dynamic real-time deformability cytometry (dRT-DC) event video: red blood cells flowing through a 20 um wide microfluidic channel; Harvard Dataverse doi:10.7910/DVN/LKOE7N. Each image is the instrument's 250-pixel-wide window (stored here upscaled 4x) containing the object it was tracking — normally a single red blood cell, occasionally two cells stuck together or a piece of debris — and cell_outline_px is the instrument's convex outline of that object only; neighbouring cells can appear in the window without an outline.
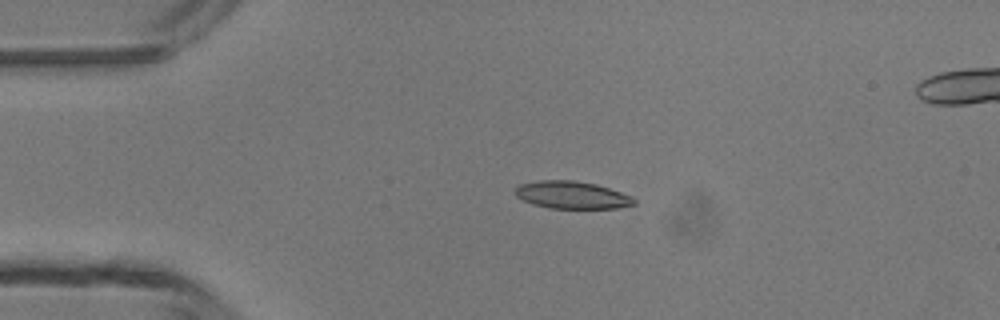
{"species": "common noctule bat (a hibernating species)", "species_latin": "Nyctalus noctula", "temperature_condition": "room temperature", "stored_images_in_passage": 2, "camera_frame_rate_fps": 3000, "um_per_image_px": 0.085, "animal": {"sex": "male", "body_mass_g": 13.3}, "frame": {"image": 1, "passage_image": 1, "time_ms": 0.0, "image_size_px": [1000, 320], "cell_outline_px": [[636, 204], [620, 208], [548, 208], [532, 204], [516, 196], [516, 188], [520, 184], [540, 180], [576, 180], [596, 184], [632, 196], [636, 200]], "centroid_in_image_um": [48.64, 16.57], "position_along_channel_um": 36.4, "area_um2": 19.02}}